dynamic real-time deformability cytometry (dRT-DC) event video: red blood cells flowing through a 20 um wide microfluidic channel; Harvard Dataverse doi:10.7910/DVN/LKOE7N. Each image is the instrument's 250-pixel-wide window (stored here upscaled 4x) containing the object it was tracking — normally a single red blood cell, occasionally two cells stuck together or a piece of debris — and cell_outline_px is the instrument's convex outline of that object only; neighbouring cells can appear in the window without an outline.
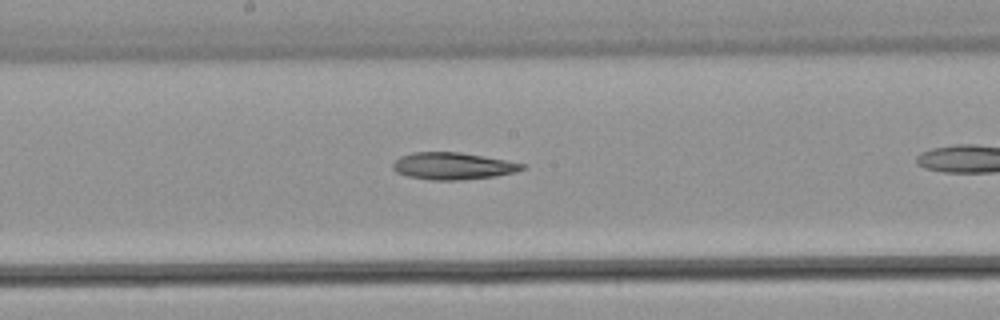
{"species": "common noctule bat (a hibernating species)", "species_latin": "Nyctalus noctula", "temperature_condition": "warm", "stored_images_in_passage": 25, "camera_frame_rate_fps": 3000, "um_per_image_px": 0.085, "animal": {"sex": "male", "body_mass_g": 21.5, "forearm_length_mm": 52.0}, "frame": {"image": 1, "passage_image": 15, "time_ms": 4.667, "image_size_px": [1000, 320], "cell_outline_px": [[528, 164], [524, 168], [516, 172], [496, 176], [464, 180], [432, 180], [408, 176], [396, 172], [392, 168], [392, 164], [400, 156], [412, 152], [460, 152]], "centroid_in_image_um": [38.5, 14.11], "position_along_channel_um": 209.7, "area_um2": 20.46}}
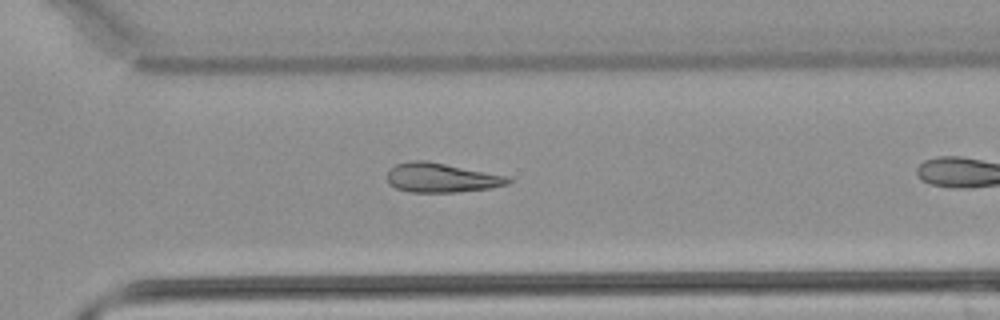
{"frame": {"image": 2, "passage_image": 22, "time_ms": 7.0, "image_size_px": [1000, 320], "cell_outline_px": [[512, 180], [508, 184], [492, 188], [460, 192], [412, 192], [396, 188], [388, 180], [388, 172], [396, 164], [408, 160], [424, 160], [508, 176]], "centroid_in_image_um": [37.55, 15.11], "position_along_channel_um": 333.1, "area_um2": 20.52}}